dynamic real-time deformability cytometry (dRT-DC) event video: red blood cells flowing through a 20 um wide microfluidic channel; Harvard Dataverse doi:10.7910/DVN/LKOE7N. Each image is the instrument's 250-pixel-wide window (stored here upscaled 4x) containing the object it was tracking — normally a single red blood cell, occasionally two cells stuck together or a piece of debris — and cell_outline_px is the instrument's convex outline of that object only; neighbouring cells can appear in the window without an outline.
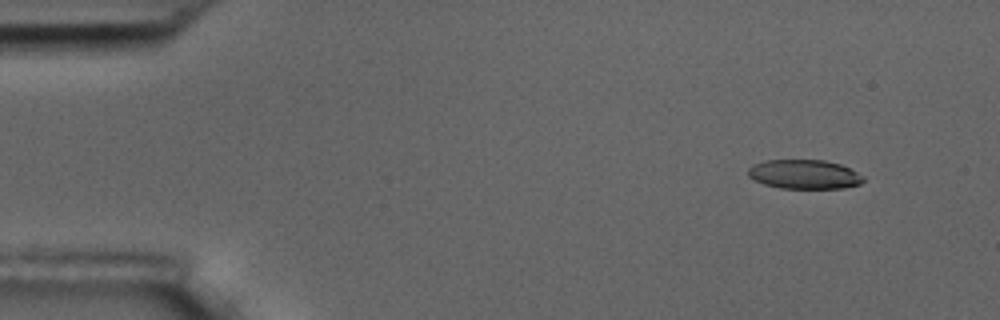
{"species": "common noctule bat (a hibernating species)", "species_latin": "Nyctalus noctula", "temperature_condition": "room temperature", "stored_images_in_passage": 6, "camera_frame_rate_fps": 3000, "um_per_image_px": 0.085, "animal": {"sex": "male", "body_mass_g": 17.5, "forearm_length_mm": 52.3}, "frame": {"image": 1, "passage_image": 1, "time_ms": 0.0, "image_size_px": [1000, 320], "cell_outline_px": [[864, 180], [860, 184], [844, 188], [780, 188], [764, 184], [752, 180], [748, 176], [748, 168], [752, 164], [764, 160], [824, 160], [840, 164], [864, 176]], "centroid_in_image_um": [68.32, 14.81], "position_along_channel_um": 16.7, "area_um2": 19.71}}
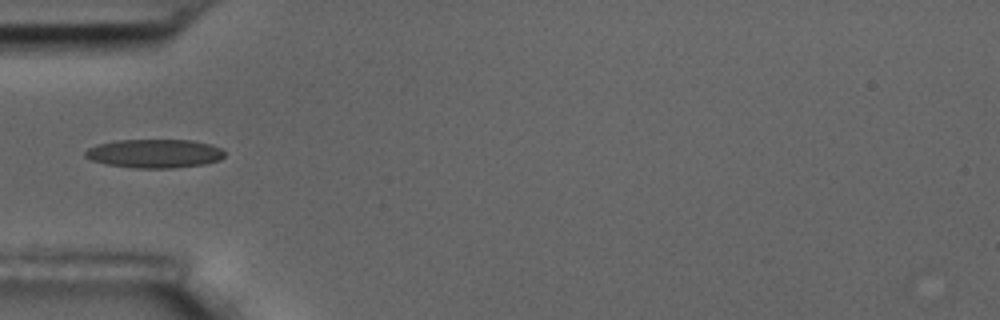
{"frame": {"image": 2, "passage_image": 4, "time_ms": 4.333, "image_size_px": [1000, 320], "cell_outline_px": [[224, 156], [220, 160], [204, 164], [172, 168], [136, 168], [108, 164], [92, 160], [84, 156], [84, 152], [88, 148], [96, 144], [116, 140], [192, 140], [212, 144], [220, 148], [224, 152]], "centroid_in_image_um": [13.14, 13.04], "position_along_channel_um": 71.9, "area_um2": 23.35}}